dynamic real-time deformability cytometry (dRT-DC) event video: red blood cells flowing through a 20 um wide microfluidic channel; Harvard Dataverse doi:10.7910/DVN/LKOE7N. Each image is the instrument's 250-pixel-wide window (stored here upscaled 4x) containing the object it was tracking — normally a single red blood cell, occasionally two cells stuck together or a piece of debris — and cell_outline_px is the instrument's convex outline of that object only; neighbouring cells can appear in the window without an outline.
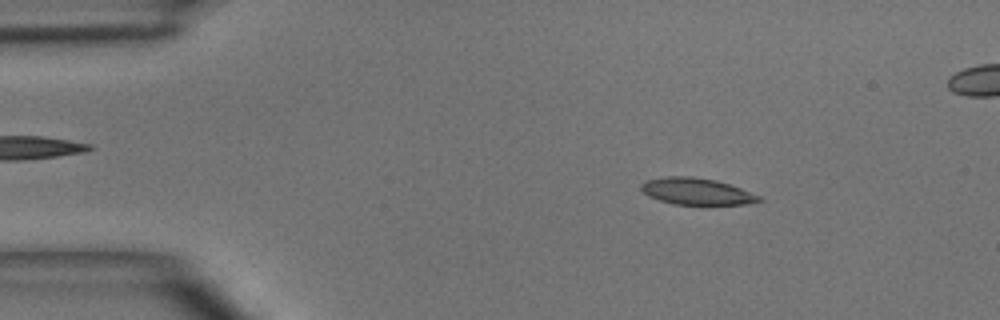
{"species": "common noctule bat (a hibernating species)", "species_latin": "Nyctalus noctula", "temperature_condition": "room temperature", "stored_images_in_passage": 6, "camera_frame_rate_fps": 3000, "um_per_image_px": 0.085, "animal": {"sex": "male", "body_mass_g": 15.6}, "frame": {"image": 1, "passage_image": 2, "time_ms": 1.333, "image_size_px": [1000, 320], "cell_outline_px": [[764, 200], [744, 204], [672, 204], [648, 196], [640, 188], [640, 184], [644, 180], [668, 176], [692, 176], [716, 180], [740, 188], [760, 196]], "centroid_in_image_um": [59.17, 16.26], "position_along_channel_um": 25.8, "area_um2": 18.21}}
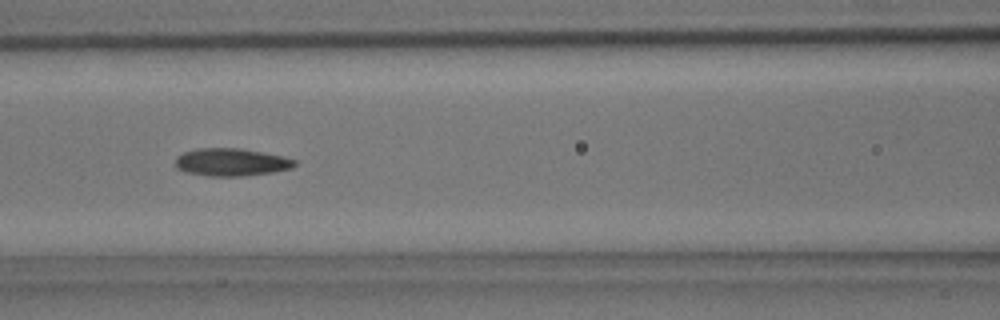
{"frame": {"image": 2, "passage_image": 6, "time_ms": 5.667, "image_size_px": [1000, 320], "cell_outline_px": [[296, 164], [292, 168], [272, 172], [244, 176], [204, 176], [188, 172], [176, 168], [176, 156], [184, 152], [196, 148], [240, 148], [284, 156], [296, 160]], "centroid_in_image_um": [19.66, 13.78], "position_along_channel_um": 146.9, "area_um2": 19.31}}